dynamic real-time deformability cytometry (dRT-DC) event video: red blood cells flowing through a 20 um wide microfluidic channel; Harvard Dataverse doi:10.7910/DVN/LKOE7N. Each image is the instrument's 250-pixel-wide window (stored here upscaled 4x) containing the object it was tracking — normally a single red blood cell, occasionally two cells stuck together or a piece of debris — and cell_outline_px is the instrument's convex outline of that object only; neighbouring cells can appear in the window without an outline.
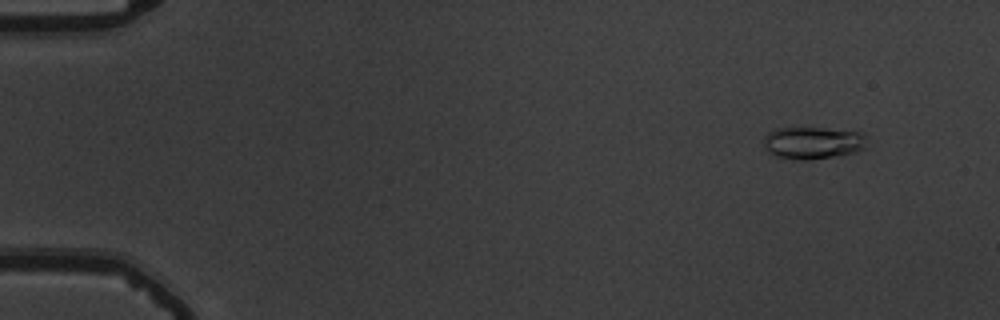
{"species": "common noctule bat (a hibernating species)", "species_latin": "Nyctalus noctula", "temperature_condition": "warm", "stored_images_in_passage": 55, "camera_frame_rate_fps": 3000, "um_per_image_px": 0.085, "animal": {"sex": "male", "body_mass_g": 19.5, "forearm_length_mm": 54.6}, "frame": {"image": 1, "passage_image": 6, "time_ms": 1.667, "image_size_px": [1000, 320], "cell_outline_px": [[868, 148], [856, 152], [836, 156], [808, 160], [800, 160], [776, 156], [768, 152], [764, 148], [764, 136], [768, 132], [776, 128], [824, 128], [860, 132], [864, 136]], "centroid_in_image_um": [69.09, 12.14], "position_along_channel_um": 15.9, "area_um2": 19.54}}
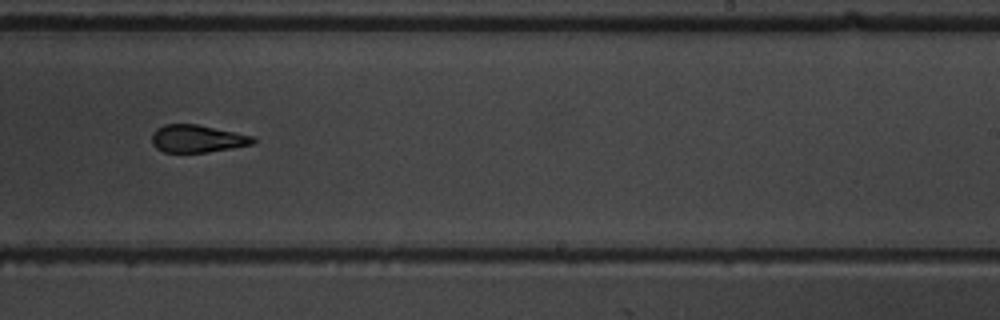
{"frame": {"image": 2, "passage_image": 36, "time_ms": 11.667, "image_size_px": [1000, 320], "cell_outline_px": [[256, 140], [252, 144], [232, 148], [208, 152], [164, 152], [156, 148], [152, 144], [152, 132], [156, 128], [164, 124], [196, 124], [252, 136]], "centroid_in_image_um": [16.71, 11.79], "position_along_channel_um": 272.3, "area_um2": 16.13}}
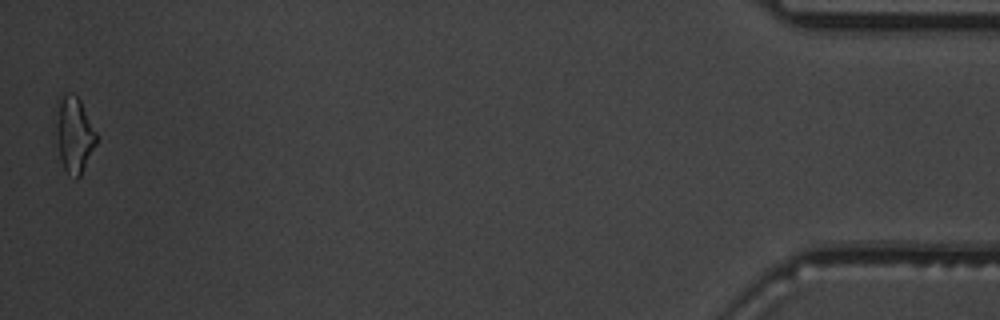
{"frame": {"image": 3, "passage_image": 55, "time_ms": 18.0, "image_size_px": [1000, 320], "cell_outline_px": [[96, 144], [80, 176], [76, 180], [64, 168], [60, 160], [56, 132], [56, 100], [64, 92], [72, 92], [80, 100], [96, 132]], "centroid_in_image_um": [6.28, 11.39], "position_along_channel_um": 428.9, "area_um2": 17.86}, "authors_computed_cell_mechanics": {"area_um2": 17.5134, "velocity_mm_per_s": 3.8114, "shape_relaxation_time_tau1_ms": 3.3291, "shape_relaxation_time_tau2_ms": 3.7488, "deformation_change_tau1": 0.1377, "deformation_change_tau2": 0.1213}}